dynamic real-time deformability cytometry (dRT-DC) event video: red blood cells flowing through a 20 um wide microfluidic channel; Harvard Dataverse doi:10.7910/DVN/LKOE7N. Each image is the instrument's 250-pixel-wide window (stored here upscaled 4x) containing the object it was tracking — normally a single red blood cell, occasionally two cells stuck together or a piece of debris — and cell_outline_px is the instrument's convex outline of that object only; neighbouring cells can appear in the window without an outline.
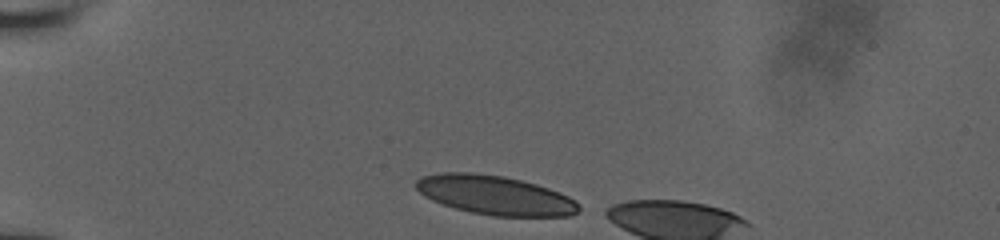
{"species": "human", "species_latin": "Homo sapiens", "temperature_condition": "room temperature", "stored_images_in_passage": 9, "camera_frame_rate_fps": 3000, "um_per_image_px": 0.085, "donor": {"sex": "male"}, "frame": {"image": 1, "passage_image": 1, "time_ms": 0.0, "image_size_px": [1000, 240], "cell_outline_px": [[580, 212], [568, 216], [492, 216], [472, 212], [456, 208], [432, 200], [424, 196], [416, 188], [416, 180], [424, 176], [440, 172], [472, 172], [504, 176], [536, 184], [548, 188], [568, 196], [576, 200], [580, 208]], "centroid_in_image_um": [42.1, 16.59], "position_along_channel_um": 42.9, "area_um2": 37.05}}
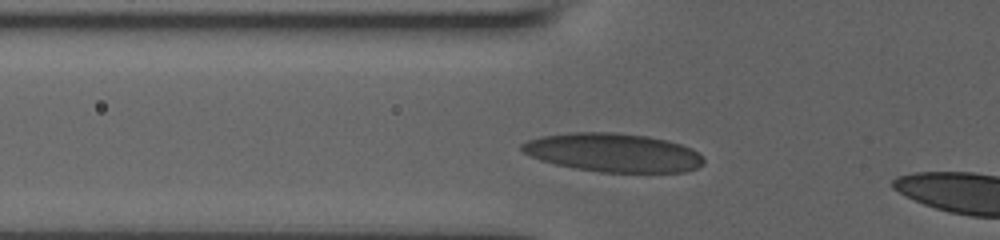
{"frame": {"image": 2, "passage_image": 7, "time_ms": 2.0, "image_size_px": [1000, 240], "cell_outline_px": [[704, 164], [696, 168], [684, 172], [600, 172], [576, 168], [556, 164], [540, 160], [524, 152], [520, 148], [520, 144], [528, 140], [540, 136], [568, 132], [616, 132], [648, 136], [668, 140], [692, 148], [704, 160]], "centroid_in_image_um": [52.11, 12.96], "position_along_channel_um": 73.7, "area_um2": 40.98}}